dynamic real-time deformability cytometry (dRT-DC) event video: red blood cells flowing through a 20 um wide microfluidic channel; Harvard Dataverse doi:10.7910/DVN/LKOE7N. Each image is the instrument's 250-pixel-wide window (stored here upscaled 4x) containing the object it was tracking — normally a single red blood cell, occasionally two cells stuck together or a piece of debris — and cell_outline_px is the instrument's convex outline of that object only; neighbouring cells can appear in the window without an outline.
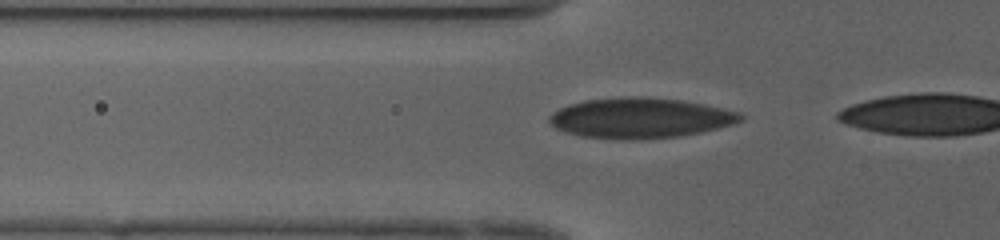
{"species": "human", "species_latin": "Homo sapiens", "temperature_condition": "cold", "stored_images_in_passage": 8, "camera_frame_rate_fps": 3000, "um_per_image_px": 0.085, "donor": {"sex": "female"}, "frame": {"image": 1, "passage_image": 2, "time_ms": 0.333, "image_size_px": [1000, 240], "cell_outline_px": [[744, 120], [736, 124], [700, 132], [680, 136], [640, 140], [624, 140], [580, 136], [556, 128], [548, 120], [548, 116], [552, 112], [568, 104], [584, 100], [624, 96], [640, 96], [680, 100], [704, 104], [740, 112], [744, 116]], "centroid_in_image_um": [54.43, 10.03], "position_along_channel_um": 71.4, "area_um2": 45.32}}
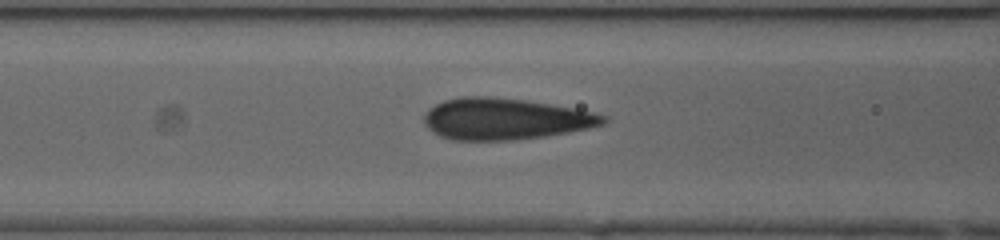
{"frame": {"image": 2, "passage_image": 6, "time_ms": 1.667, "image_size_px": [1000, 240], "cell_outline_px": [[608, 120], [604, 124], [588, 128], [568, 132], [544, 136], [512, 140], [452, 140], [440, 136], [432, 132], [424, 124], [424, 116], [428, 108], [444, 100], [460, 96], [488, 96], [524, 100], [572, 108], [592, 112], [608, 116]], "centroid_in_image_um": [42.89, 10.11], "position_along_channel_um": 123.7, "area_um2": 43.18}}